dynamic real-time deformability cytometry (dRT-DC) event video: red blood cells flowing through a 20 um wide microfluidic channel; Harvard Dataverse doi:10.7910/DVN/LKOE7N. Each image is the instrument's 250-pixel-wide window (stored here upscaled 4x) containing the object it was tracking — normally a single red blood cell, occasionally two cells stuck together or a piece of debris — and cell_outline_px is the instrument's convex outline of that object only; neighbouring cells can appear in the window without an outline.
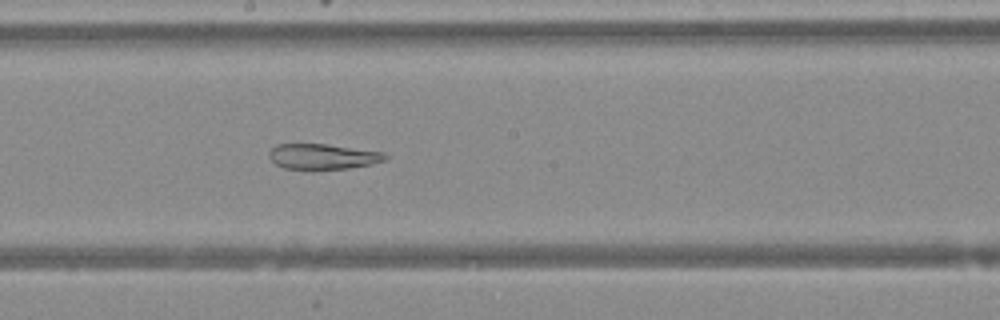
{"species": "Egyptian fruit bat (a non-hibernating species)", "species_latin": "Rousettus aegyptiacus", "temperature_condition": "warm", "stored_images_in_passage": 48, "camera_frame_rate_fps": 3000, "um_per_image_px": 0.085, "animal": {"sex": "female"}, "frame": {"image": 1, "passage_image": 27, "time_ms": 8.667, "image_size_px": [1000, 320], "cell_outline_px": [[388, 156], [384, 160], [372, 164], [348, 168], [312, 172], [284, 168], [276, 164], [268, 156], [268, 152], [276, 144], [324, 144], [384, 152]], "centroid_in_image_um": [27.39, 13.34], "position_along_channel_um": 220.8, "area_um2": 17.74}}
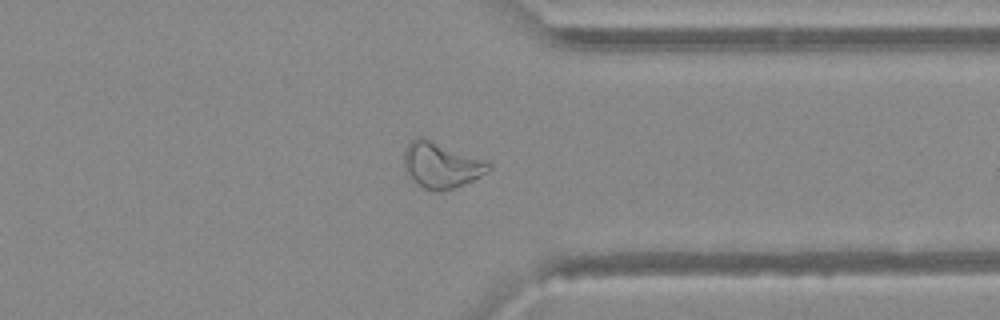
{"frame": {"image": 2, "passage_image": 38, "time_ms": 12.333, "image_size_px": [1000, 320], "cell_outline_px": [[492, 168], [488, 172], [472, 180], [444, 192], [440, 192], [424, 188], [404, 168], [404, 152], [408, 144], [416, 136], [420, 136], [488, 160], [492, 164]], "centroid_in_image_um": [37.56, 14.01], "position_along_channel_um": 373.8, "area_um2": 22.43}}
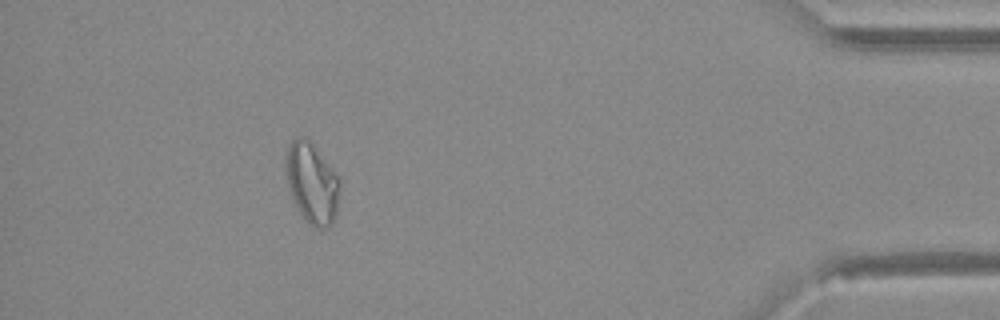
{"frame": {"image": 3, "passage_image": 44, "time_ms": 14.333, "image_size_px": [1000, 320], "cell_outline_px": [[340, 192], [336, 216], [332, 224], [328, 228], [316, 228], [308, 224], [296, 208], [288, 184], [284, 168], [284, 160], [288, 148], [292, 140], [296, 136], [308, 136], [312, 140], [340, 176]], "centroid_in_image_um": [26.54, 15.51], "position_along_channel_um": 408.7, "area_um2": 26.41}}